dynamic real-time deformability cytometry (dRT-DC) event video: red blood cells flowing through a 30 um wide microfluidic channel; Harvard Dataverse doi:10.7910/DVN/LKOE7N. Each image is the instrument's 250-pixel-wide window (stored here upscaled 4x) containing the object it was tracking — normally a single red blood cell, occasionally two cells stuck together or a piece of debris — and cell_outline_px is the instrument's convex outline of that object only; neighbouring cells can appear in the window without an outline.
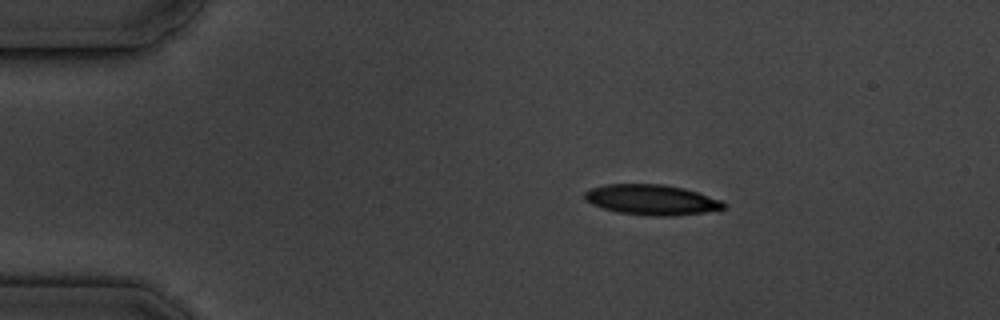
{"species": "common noctule bat (a hibernating species)", "species_latin": "Nyctalus noctula", "temperature_condition": "cold", "stored_images_in_passage": 4, "segment_of_instrument_passage": [1, 2], "camera_frame_rate_fps": 3000, "um_per_image_px": 0.085, "animal": {"sex": "male", "body_mass_g": 19.5, "forearm_length_mm": 54.6}, "frame": {"image": 1, "passage_image": 1, "time_ms": 0.0, "image_size_px": [1000, 320], "cell_outline_px": [[728, 204], [724, 208], [704, 212], [672, 216], [652, 216], [616, 212], [592, 204], [584, 200], [584, 192], [592, 188], [608, 184], [664, 184], [684, 188], [724, 200]], "centroid_in_image_um": [55.42, 16.98], "position_along_channel_um": 29.6, "area_um2": 24.68}}